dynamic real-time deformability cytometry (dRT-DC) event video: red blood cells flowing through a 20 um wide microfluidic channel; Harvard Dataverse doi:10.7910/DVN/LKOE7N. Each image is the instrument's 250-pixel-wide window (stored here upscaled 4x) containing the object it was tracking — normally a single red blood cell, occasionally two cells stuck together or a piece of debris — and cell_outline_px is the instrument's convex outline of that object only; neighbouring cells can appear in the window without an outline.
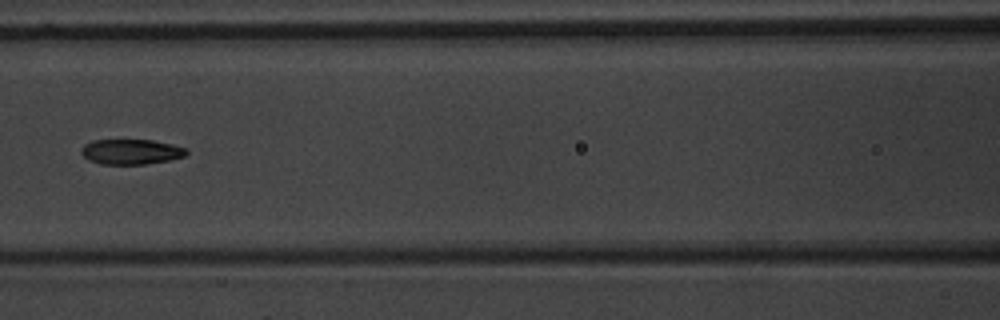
{"species": "common noctule bat (a hibernating species)", "species_latin": "Nyctalus noctula", "temperature_condition": "warm", "stored_images_in_passage": 10, "camera_frame_rate_fps": 3000, "um_per_image_px": 0.085, "animal": {"sex": "male", "body_mass_g": 20.1, "forearm_length_mm": 53.5}, "frame": {"image": 1, "passage_image": 7, "time_ms": 8.0, "image_size_px": [1000, 320], "cell_outline_px": [[188, 152], [184, 156], [168, 160], [144, 164], [100, 164], [88, 160], [80, 152], [80, 148], [84, 144], [92, 140], [152, 140], [172, 144], [188, 148]], "centroid_in_image_um": [11.11, 12.89], "position_along_channel_um": 155.5, "area_um2": 15.49}}
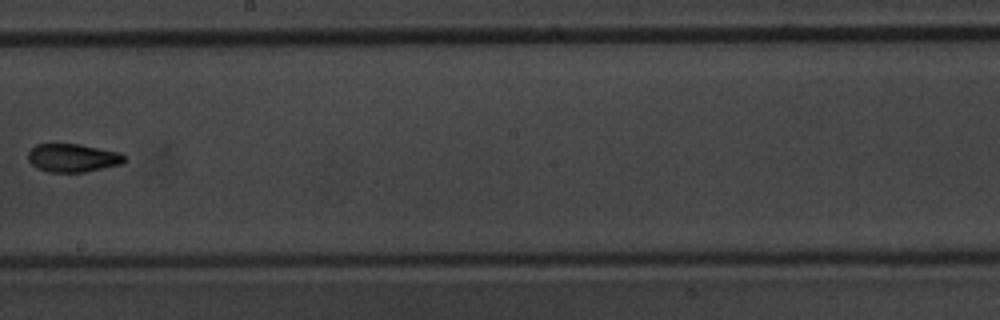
{"frame": {"image": 2, "passage_image": 9, "time_ms": 10.333, "image_size_px": [1000, 320], "cell_outline_px": [[124, 164], [84, 172], [48, 172], [36, 168], [28, 160], [28, 152], [36, 144], [80, 144], [120, 152], [124, 156]], "centroid_in_image_um": [6.19, 13.42], "position_along_channel_um": 242.0, "area_um2": 15.95}}